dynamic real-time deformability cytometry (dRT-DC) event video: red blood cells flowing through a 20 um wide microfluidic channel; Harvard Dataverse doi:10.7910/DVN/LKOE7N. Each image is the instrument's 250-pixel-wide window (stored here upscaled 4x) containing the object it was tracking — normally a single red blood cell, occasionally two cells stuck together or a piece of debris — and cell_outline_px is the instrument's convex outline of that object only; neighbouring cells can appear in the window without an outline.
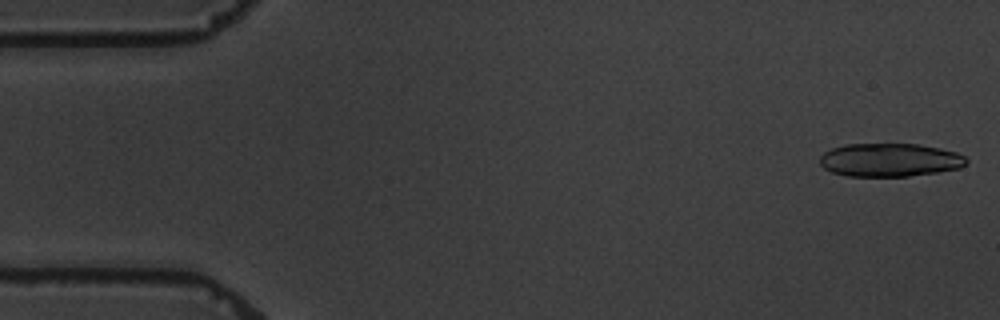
{"species": "common noctule bat (a hibernating species)", "species_latin": "Nyctalus noctula", "temperature_condition": "warm", "stored_images_in_passage": 6, "camera_frame_rate_fps": 3000, "um_per_image_px": 0.085, "animal": {"sex": "male", "body_mass_g": 19.5, "forearm_length_mm": 54.6}, "frame": {"image": 1, "passage_image": 1, "time_ms": 0.0, "image_size_px": [1000, 320], "cell_outline_px": [[968, 160], [960, 168], [936, 172], [908, 176], [848, 176], [832, 172], [824, 168], [820, 164], [820, 156], [824, 152], [832, 148], [844, 144], [920, 144], [940, 148], [956, 152], [964, 156]], "centroid_in_image_um": [75.61, 13.59], "position_along_channel_um": 9.4, "area_um2": 28.44}}